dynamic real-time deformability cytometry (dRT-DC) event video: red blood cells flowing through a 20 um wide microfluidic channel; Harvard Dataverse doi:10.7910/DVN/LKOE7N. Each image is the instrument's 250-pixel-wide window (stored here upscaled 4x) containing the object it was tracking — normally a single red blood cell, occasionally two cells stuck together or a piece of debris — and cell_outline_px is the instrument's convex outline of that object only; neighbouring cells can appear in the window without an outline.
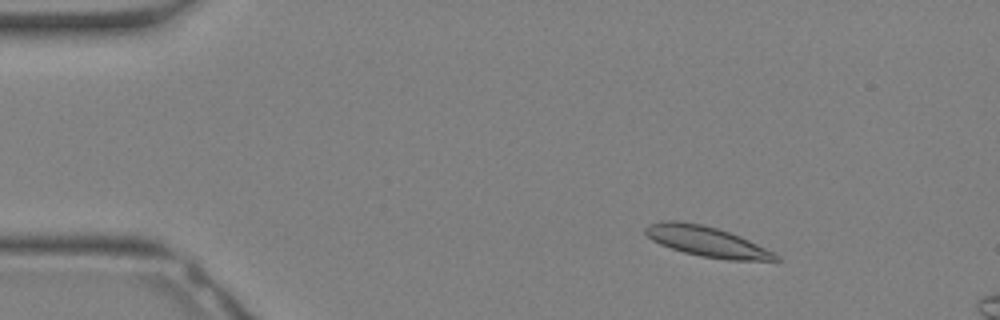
{"species": "Egyptian fruit bat (a non-hibernating species)", "species_latin": "Rousettus aegyptiacus", "temperature_condition": "warm", "stored_images_in_passage": 6, "camera_frame_rate_fps": 3000, "um_per_image_px": 0.085, "animal": {"sex": "female"}, "frame": {"image": 1, "passage_image": 2, "time_ms": 0.333, "image_size_px": [1000, 320], "cell_outline_px": [[780, 260], [728, 260], [704, 256], [684, 252], [660, 244], [652, 240], [644, 232], [644, 228], [648, 224], [664, 220], [680, 220], [700, 224], [716, 228], [740, 236], [776, 252], [780, 256]], "centroid_in_image_um": [60.08, 20.52], "position_along_channel_um": 24.9, "area_um2": 22.89}}